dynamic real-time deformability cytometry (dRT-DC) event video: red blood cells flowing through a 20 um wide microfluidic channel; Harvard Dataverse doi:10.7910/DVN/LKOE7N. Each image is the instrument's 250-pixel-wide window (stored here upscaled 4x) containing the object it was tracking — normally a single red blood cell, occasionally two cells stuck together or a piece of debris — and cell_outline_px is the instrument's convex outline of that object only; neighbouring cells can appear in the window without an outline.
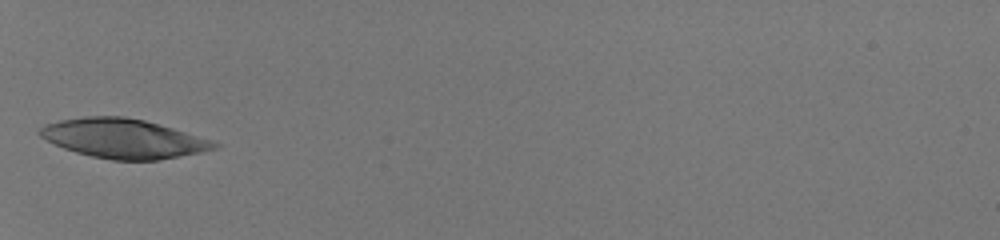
{"species": "human", "species_latin": "Homo sapiens", "temperature_condition": "room temperature", "stored_images_in_passage": 31, "camera_frame_rate_fps": 3000, "um_per_image_px": 0.085, "donor": {"sex": "male"}, "frame": {"image": 1, "passage_image": 1, "time_ms": 0.0, "image_size_px": [1000, 240], "cell_outline_px": [[220, 144], [216, 148], [200, 152], [156, 160], [112, 160], [92, 156], [76, 152], [64, 148], [40, 136], [36, 132], [44, 124], [60, 120], [84, 116], [124, 116], [144, 120], [172, 128]], "centroid_in_image_um": [10.41, 11.76], "position_along_channel_um": 74.6, "area_um2": 39.36}}
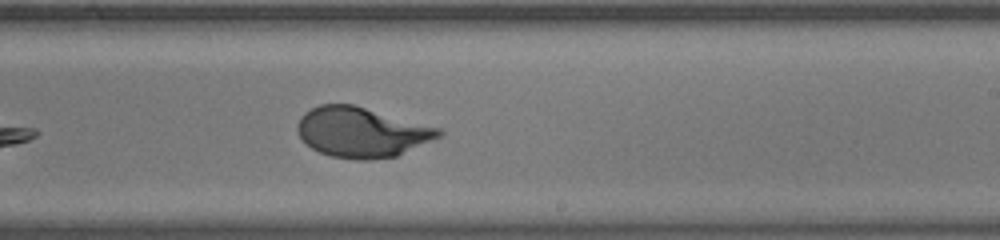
{"frame": {"image": 2, "passage_image": 15, "time_ms": 4.667, "image_size_px": [1000, 240], "cell_outline_px": [[444, 132], [440, 136], [432, 140], [396, 156], [372, 160], [356, 160], [332, 156], [320, 152], [312, 148], [300, 136], [296, 128], [296, 124], [300, 116], [304, 112], [320, 104], [352, 104], [444, 128]], "centroid_in_image_um": [30.76, 11.23], "position_along_channel_um": 258.2, "area_um2": 41.38}}
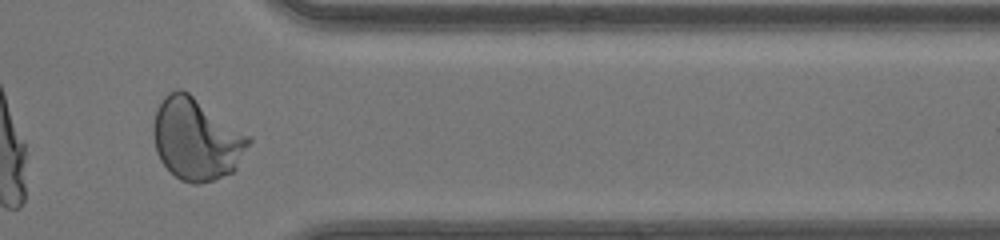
{"frame": {"image": 3, "passage_image": 25, "time_ms": 8.0, "image_size_px": [1000, 240], "cell_outline_px": [[252, 140], [236, 168], [232, 172], [212, 180], [196, 184], [192, 184], [180, 180], [160, 160], [156, 152], [152, 136], [152, 124], [156, 108], [164, 96], [168, 92], [176, 88], [180, 88], [188, 92], [252, 136]], "centroid_in_image_um": [16.68, 11.79], "position_along_channel_um": 394.7, "area_um2": 45.89}, "authors_computed_cell_mechanics": {"area_um2": 41.2114, "velocity_mm_per_s": 4.1517, "shape_relaxation_time_tau1_ms": 3.4669, "shape_relaxation_time_tau2_ms": null, "deformation_change_tau1": 0.1998, "deformation_change_tau2": null}}